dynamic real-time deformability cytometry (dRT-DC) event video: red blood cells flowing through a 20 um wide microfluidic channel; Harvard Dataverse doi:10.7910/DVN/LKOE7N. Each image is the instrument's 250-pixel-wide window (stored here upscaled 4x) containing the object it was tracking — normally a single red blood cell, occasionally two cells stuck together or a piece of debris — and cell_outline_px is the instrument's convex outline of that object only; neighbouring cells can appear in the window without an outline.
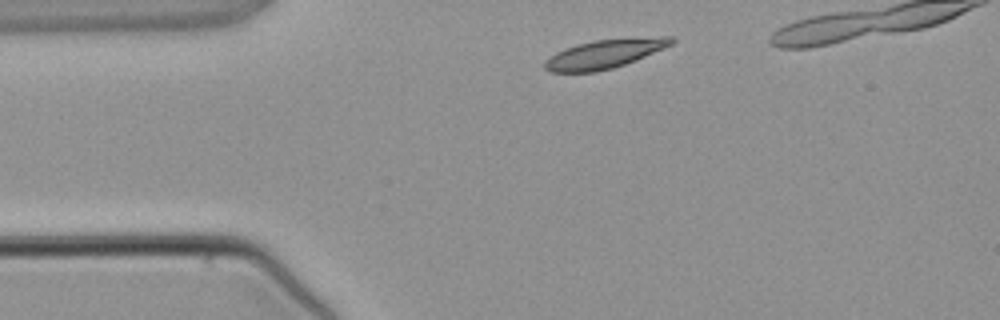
{"species": "common noctule bat (a hibernating species)", "species_latin": "Nyctalus noctula", "temperature_condition": "warm", "stored_images_in_passage": 4, "segment_of_instrument_passage": [1, 2], "camera_frame_rate_fps": 3000, "um_per_image_px": 0.085, "animal": {"sex": "male", "body_mass_g": 21.5, "forearm_length_mm": 52.0}, "frame": {"image": 1, "passage_image": 1, "time_ms": 0.0, "image_size_px": [1000, 320], "cell_outline_px": [[676, 40], [672, 44], [664, 48], [636, 60], [612, 68], [596, 72], [548, 72], [544, 68], [544, 60], [556, 52], [564, 48], [576, 44], [592, 40], [660, 36], [672, 36]], "centroid_in_image_um": [51.37, 4.57], "position_along_channel_um": 33.6, "area_um2": 21.5}}
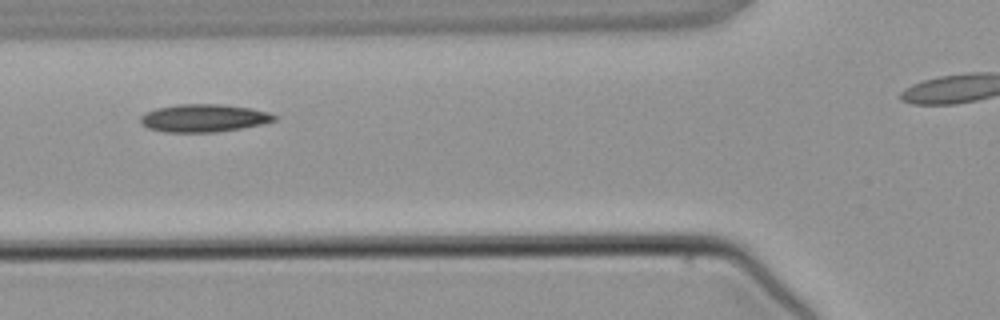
{"frame": {"image": 2, "passage_image": 3, "time_ms": 2.333, "image_size_px": [1000, 320], "cell_outline_px": [[276, 120], [260, 124], [240, 128], [216, 132], [164, 132], [148, 128], [140, 124], [140, 116], [144, 112], [156, 108], [176, 104], [220, 104], [248, 108], [268, 112], [276, 116]], "centroid_in_image_um": [17.24, 10.03], "position_along_channel_um": 108.6, "area_um2": 21.62}}